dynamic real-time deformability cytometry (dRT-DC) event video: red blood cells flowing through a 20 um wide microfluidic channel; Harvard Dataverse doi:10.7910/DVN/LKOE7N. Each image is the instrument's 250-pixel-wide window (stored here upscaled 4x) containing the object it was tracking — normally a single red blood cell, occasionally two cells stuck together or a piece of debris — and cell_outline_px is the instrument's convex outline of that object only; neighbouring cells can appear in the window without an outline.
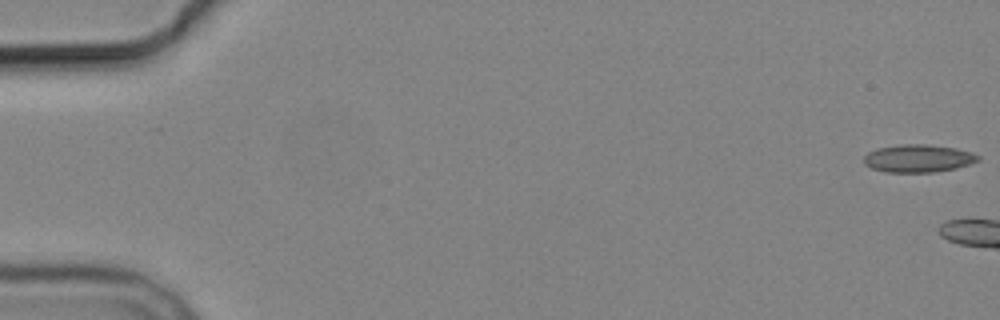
{"species": "common noctule bat (a hibernating species)", "species_latin": "Nyctalus noctula", "temperature_condition": "cold", "stored_images_in_passage": 5, "camera_frame_rate_fps": 3000, "um_per_image_px": 0.085, "animal": {"sex": "male", "body_mass_g": 19.2, "forearm_length_mm": 51.8}, "frame": {"image": 1, "passage_image": 1, "time_ms": 0.0, "image_size_px": [1000, 320], "cell_outline_px": [[980, 160], [972, 164], [956, 168], [932, 172], [884, 172], [872, 168], [864, 164], [864, 156], [868, 152], [876, 148], [900, 144], [924, 144], [956, 148], [972, 152], [980, 156]], "centroid_in_image_um": [78.06, 13.46], "position_along_channel_um": 6.9, "area_um2": 18.61}}